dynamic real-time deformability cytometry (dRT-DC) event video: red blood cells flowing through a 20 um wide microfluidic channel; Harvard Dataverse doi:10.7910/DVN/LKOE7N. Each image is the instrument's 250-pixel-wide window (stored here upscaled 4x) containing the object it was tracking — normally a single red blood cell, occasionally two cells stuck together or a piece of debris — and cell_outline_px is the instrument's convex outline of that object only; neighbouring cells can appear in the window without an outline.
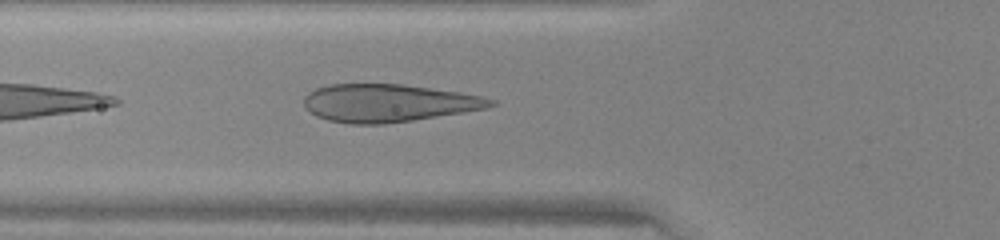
{"species": "human", "species_latin": "Homo sapiens", "temperature_condition": "warm", "stored_images_in_passage": 32, "camera_frame_rate_fps": 3000, "um_per_image_px": 0.085, "donor": {"sex": "female"}, "frame": {"image": 1, "passage_image": 3, "time_ms": 0.667, "image_size_px": [1000, 240], "cell_outline_px": [[496, 104], [488, 108], [412, 120], [384, 124], [348, 124], [328, 120], [316, 116], [304, 104], [304, 96], [308, 92], [316, 88], [332, 84], [404, 84], [460, 92], [480, 96], [496, 100]], "centroid_in_image_um": [33.01, 8.75], "position_along_channel_um": 92.8, "area_um2": 40.98}}
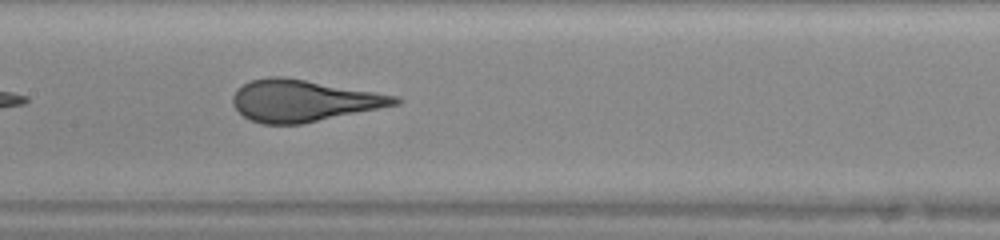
{"frame": {"image": 2, "passage_image": 9, "time_ms": 2.667, "image_size_px": [1000, 240], "cell_outline_px": [[404, 100], [400, 104], [300, 124], [260, 124], [244, 116], [232, 104], [232, 96], [236, 88], [252, 80], [268, 76], [284, 76], [396, 96]], "centroid_in_image_um": [25.76, 8.55], "position_along_channel_um": 181.6, "area_um2": 39.13}}
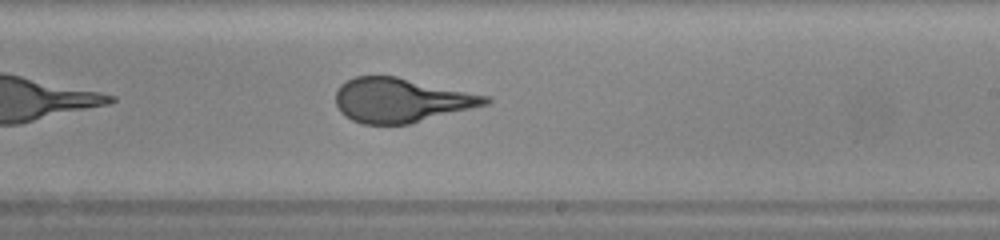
{"frame": {"image": 3, "passage_image": 14, "time_ms": 4.333, "image_size_px": [1000, 240], "cell_outline_px": [[492, 100], [488, 104], [412, 124], [364, 124], [352, 120], [344, 116], [340, 112], [336, 104], [336, 92], [340, 84], [356, 76], [396, 76], [488, 96]], "centroid_in_image_um": [34.08, 8.53], "position_along_channel_um": 254.9, "area_um2": 38.61}}